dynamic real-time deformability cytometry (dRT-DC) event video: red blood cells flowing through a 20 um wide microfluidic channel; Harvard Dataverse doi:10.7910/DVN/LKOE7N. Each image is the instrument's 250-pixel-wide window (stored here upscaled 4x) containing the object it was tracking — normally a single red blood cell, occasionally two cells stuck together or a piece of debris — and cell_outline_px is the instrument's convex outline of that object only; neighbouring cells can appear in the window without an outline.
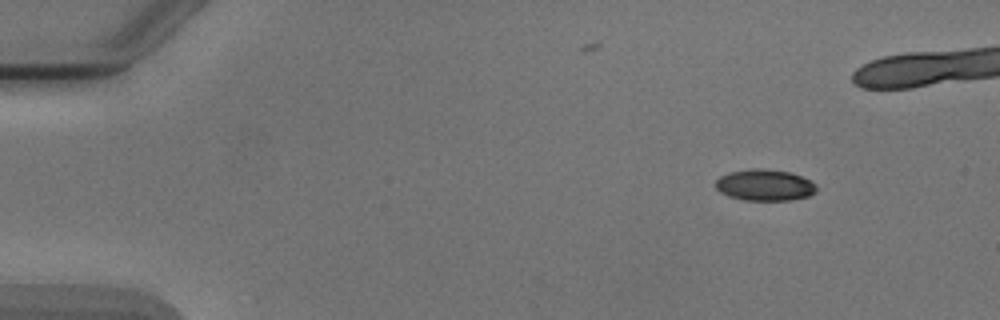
{"species": "Egyptian fruit bat (a non-hibernating species)", "species_latin": "Rousettus aegyptiacus", "temperature_condition": "cold", "stored_images_in_passage": 6, "camera_frame_rate_fps": 3000, "um_per_image_px": 0.085, "animal": {"sex": "male"}, "frame": {"image": 1, "passage_image": 1, "time_ms": 0.0, "image_size_px": [1000, 320], "cell_outline_px": [[816, 192], [808, 196], [792, 200], [744, 200], [728, 196], [720, 192], [716, 188], [716, 180], [720, 176], [728, 172], [756, 168], [764, 168], [788, 172], [800, 176], [816, 184]], "centroid_in_image_um": [64.98, 15.73], "position_along_channel_um": 20.0, "area_um2": 18.38}}
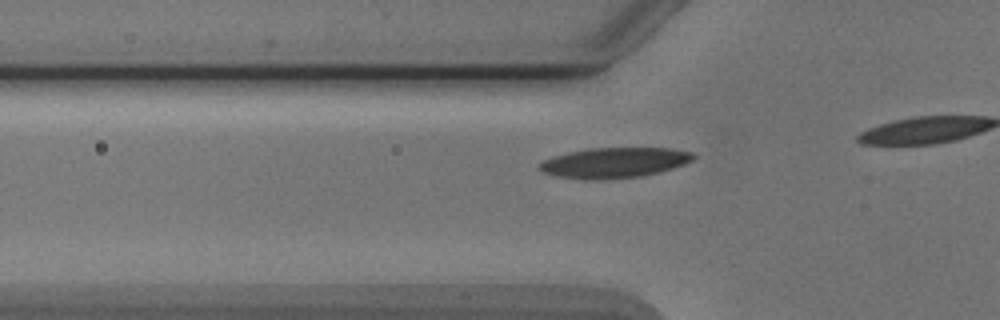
{"frame": {"image": 2, "passage_image": 6, "time_ms": 6.0, "image_size_px": [1000, 320], "cell_outline_px": [[696, 156], [692, 160], [684, 164], [672, 168], [640, 176], [600, 180], [584, 180], [556, 176], [544, 172], [540, 168], [540, 164], [544, 160], [556, 156], [588, 148], [668, 148], [692, 152]], "centroid_in_image_um": [52.23, 13.83], "position_along_channel_um": 73.6, "area_um2": 26.82}}